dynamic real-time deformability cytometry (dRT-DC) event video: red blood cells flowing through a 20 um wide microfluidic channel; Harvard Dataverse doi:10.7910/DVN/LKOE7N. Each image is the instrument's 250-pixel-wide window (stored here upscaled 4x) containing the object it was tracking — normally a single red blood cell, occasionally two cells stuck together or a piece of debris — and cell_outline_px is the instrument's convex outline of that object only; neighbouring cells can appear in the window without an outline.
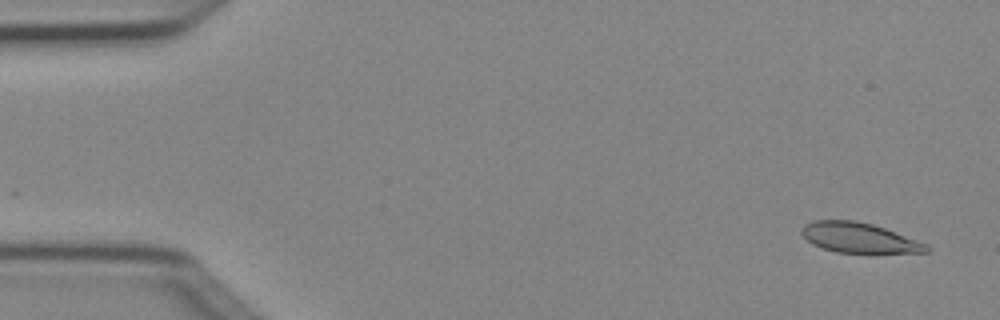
{"species": "Egyptian fruit bat (a non-hibernating species)", "species_latin": "Rousettus aegyptiacus", "temperature_condition": "cold", "stored_images_in_passage": 7, "camera_frame_rate_fps": 3000, "um_per_image_px": 0.085, "animal": {"sex": "female"}, "frame": {"image": 1, "passage_image": 1, "time_ms": 0.0, "image_size_px": [1000, 320], "cell_outline_px": [[932, 248], [928, 252], [836, 252], [812, 244], [800, 232], [800, 228], [804, 224], [812, 220], [856, 220], [872, 224], [884, 228], [928, 244]], "centroid_in_image_um": [72.99, 20.19], "position_along_channel_um": 12.0, "area_um2": 21.68}}
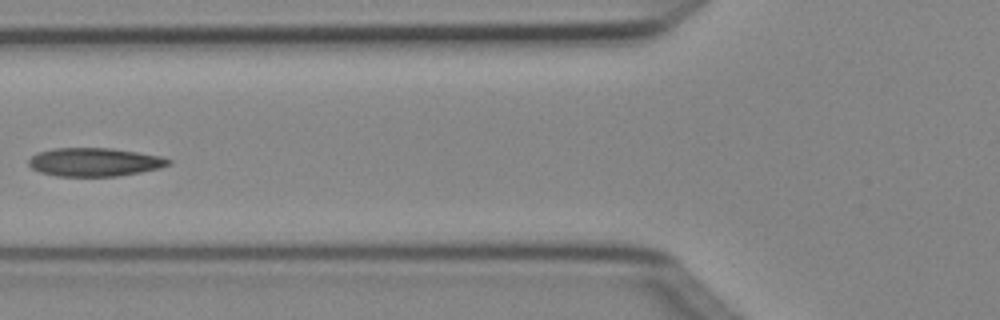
{"frame": {"image": 2, "passage_image": 6, "time_ms": 1.667, "image_size_px": [1000, 320], "cell_outline_px": [[172, 164], [160, 168], [120, 176], [56, 176], [40, 172], [32, 168], [28, 164], [28, 160], [36, 152], [52, 148], [112, 148], [160, 156], [172, 160]], "centroid_in_image_um": [8.03, 13.77], "position_along_channel_um": 117.8, "area_um2": 23.29}}
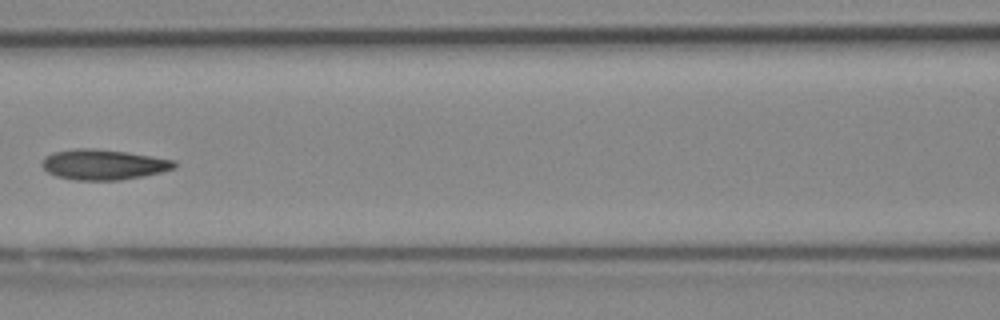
{"frame": {"image": 3, "passage_image": 7, "time_ms": 2.0, "image_size_px": [1000, 320], "cell_outline_px": [[176, 168], [144, 176], [120, 180], [72, 180], [56, 176], [48, 172], [40, 164], [44, 156], [52, 152], [76, 148], [96, 148], [152, 156], [176, 160]], "centroid_in_image_um": [8.77, 13.98], "position_along_channel_um": 157.8, "area_um2": 23.58}}